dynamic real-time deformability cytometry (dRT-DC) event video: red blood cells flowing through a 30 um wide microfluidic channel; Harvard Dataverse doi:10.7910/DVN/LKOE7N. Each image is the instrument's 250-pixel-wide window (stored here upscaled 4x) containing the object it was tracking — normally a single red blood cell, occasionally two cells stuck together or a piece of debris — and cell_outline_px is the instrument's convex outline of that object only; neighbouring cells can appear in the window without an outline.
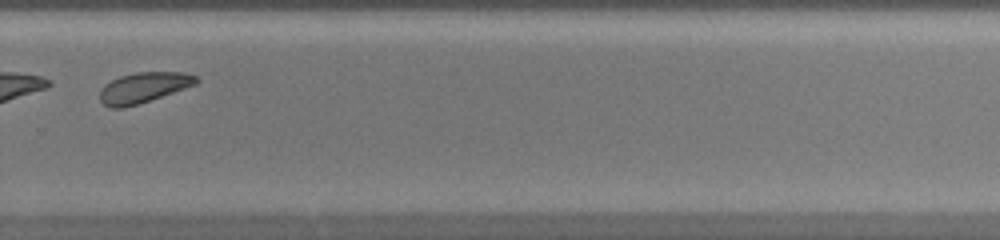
{"species": "common noctule bat (a hibernating species)", "species_latin": "Nyctalus noctula", "temperature_condition": "warm", "stored_images_in_passage": 31, "camera_frame_rate_fps": 3000, "um_per_image_px": 0.085, "animal": {"sex": "female", "body_mass_g": 20.0, "forearm_length_mm": 54.0}, "frame": {"image": 1, "passage_image": 22, "time_ms": 7.0, "image_size_px": [1000, 240], "cell_outline_px": [[200, 80], [196, 84], [124, 108], [108, 108], [100, 100], [100, 88], [104, 84], [120, 76], [136, 72], [184, 72], [196, 76]], "centroid_in_image_um": [12.16, 7.43], "position_along_channel_um": 317.6, "area_um2": 16.88}}